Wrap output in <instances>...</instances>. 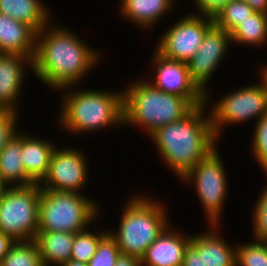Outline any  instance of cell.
<instances>
[{"mask_svg": "<svg viewBox=\"0 0 267 266\" xmlns=\"http://www.w3.org/2000/svg\"><path fill=\"white\" fill-rule=\"evenodd\" d=\"M222 158L214 149L207 157L192 168L182 180H194V184L204 210L206 211L210 226L217 227L223 211V202L227 193V180ZM222 210V211H221Z\"/></svg>", "mask_w": 267, "mask_h": 266, "instance_id": "cell-8", "label": "cell"}, {"mask_svg": "<svg viewBox=\"0 0 267 266\" xmlns=\"http://www.w3.org/2000/svg\"><path fill=\"white\" fill-rule=\"evenodd\" d=\"M182 266H205L203 253H198L190 244L184 252Z\"/></svg>", "mask_w": 267, "mask_h": 266, "instance_id": "cell-33", "label": "cell"}, {"mask_svg": "<svg viewBox=\"0 0 267 266\" xmlns=\"http://www.w3.org/2000/svg\"><path fill=\"white\" fill-rule=\"evenodd\" d=\"M114 266H142L141 259L135 256L120 254Z\"/></svg>", "mask_w": 267, "mask_h": 266, "instance_id": "cell-34", "label": "cell"}, {"mask_svg": "<svg viewBox=\"0 0 267 266\" xmlns=\"http://www.w3.org/2000/svg\"><path fill=\"white\" fill-rule=\"evenodd\" d=\"M212 26V18L188 15L173 27L170 26L157 45L156 52L166 59L187 63L199 50L206 32Z\"/></svg>", "mask_w": 267, "mask_h": 266, "instance_id": "cell-10", "label": "cell"}, {"mask_svg": "<svg viewBox=\"0 0 267 266\" xmlns=\"http://www.w3.org/2000/svg\"><path fill=\"white\" fill-rule=\"evenodd\" d=\"M36 35L32 27L0 13V53L33 57Z\"/></svg>", "mask_w": 267, "mask_h": 266, "instance_id": "cell-16", "label": "cell"}, {"mask_svg": "<svg viewBox=\"0 0 267 266\" xmlns=\"http://www.w3.org/2000/svg\"><path fill=\"white\" fill-rule=\"evenodd\" d=\"M133 197L123 209L118 232L110 235L121 254L141 259L147 248L169 226V221L163 204L143 196Z\"/></svg>", "mask_w": 267, "mask_h": 266, "instance_id": "cell-4", "label": "cell"}, {"mask_svg": "<svg viewBox=\"0 0 267 266\" xmlns=\"http://www.w3.org/2000/svg\"><path fill=\"white\" fill-rule=\"evenodd\" d=\"M106 234L102 232L98 235L86 230L76 233L70 259L88 264L89 260L96 253L99 241Z\"/></svg>", "mask_w": 267, "mask_h": 266, "instance_id": "cell-26", "label": "cell"}, {"mask_svg": "<svg viewBox=\"0 0 267 266\" xmlns=\"http://www.w3.org/2000/svg\"><path fill=\"white\" fill-rule=\"evenodd\" d=\"M256 124L252 149L256 160L267 173V113Z\"/></svg>", "mask_w": 267, "mask_h": 266, "instance_id": "cell-29", "label": "cell"}, {"mask_svg": "<svg viewBox=\"0 0 267 266\" xmlns=\"http://www.w3.org/2000/svg\"><path fill=\"white\" fill-rule=\"evenodd\" d=\"M231 34L214 25L206 32L195 55L187 62L191 80L206 94L205 85L224 58Z\"/></svg>", "mask_w": 267, "mask_h": 266, "instance_id": "cell-12", "label": "cell"}, {"mask_svg": "<svg viewBox=\"0 0 267 266\" xmlns=\"http://www.w3.org/2000/svg\"><path fill=\"white\" fill-rule=\"evenodd\" d=\"M264 242V244L266 245V247H267V239L265 240V241H263Z\"/></svg>", "mask_w": 267, "mask_h": 266, "instance_id": "cell-40", "label": "cell"}, {"mask_svg": "<svg viewBox=\"0 0 267 266\" xmlns=\"http://www.w3.org/2000/svg\"><path fill=\"white\" fill-rule=\"evenodd\" d=\"M255 12L267 14V0H244Z\"/></svg>", "mask_w": 267, "mask_h": 266, "instance_id": "cell-36", "label": "cell"}, {"mask_svg": "<svg viewBox=\"0 0 267 266\" xmlns=\"http://www.w3.org/2000/svg\"><path fill=\"white\" fill-rule=\"evenodd\" d=\"M254 12L244 0H232L216 14L213 25L231 34Z\"/></svg>", "mask_w": 267, "mask_h": 266, "instance_id": "cell-24", "label": "cell"}, {"mask_svg": "<svg viewBox=\"0 0 267 266\" xmlns=\"http://www.w3.org/2000/svg\"><path fill=\"white\" fill-rule=\"evenodd\" d=\"M253 214L255 240L265 241L267 239V186L261 192Z\"/></svg>", "mask_w": 267, "mask_h": 266, "instance_id": "cell-30", "label": "cell"}, {"mask_svg": "<svg viewBox=\"0 0 267 266\" xmlns=\"http://www.w3.org/2000/svg\"><path fill=\"white\" fill-rule=\"evenodd\" d=\"M17 111L1 110L0 111V152L4 146L17 134L16 119Z\"/></svg>", "mask_w": 267, "mask_h": 266, "instance_id": "cell-31", "label": "cell"}, {"mask_svg": "<svg viewBox=\"0 0 267 266\" xmlns=\"http://www.w3.org/2000/svg\"><path fill=\"white\" fill-rule=\"evenodd\" d=\"M14 242L15 241H13L10 237L0 231V264Z\"/></svg>", "mask_w": 267, "mask_h": 266, "instance_id": "cell-35", "label": "cell"}, {"mask_svg": "<svg viewBox=\"0 0 267 266\" xmlns=\"http://www.w3.org/2000/svg\"><path fill=\"white\" fill-rule=\"evenodd\" d=\"M33 57L19 54L0 53V109L16 111L25 63L32 66ZM24 62V63H23ZM25 64V65H23Z\"/></svg>", "mask_w": 267, "mask_h": 266, "instance_id": "cell-15", "label": "cell"}, {"mask_svg": "<svg viewBox=\"0 0 267 266\" xmlns=\"http://www.w3.org/2000/svg\"><path fill=\"white\" fill-rule=\"evenodd\" d=\"M81 193L57 192L41 189L38 231L78 233L93 222L99 208Z\"/></svg>", "mask_w": 267, "mask_h": 266, "instance_id": "cell-6", "label": "cell"}, {"mask_svg": "<svg viewBox=\"0 0 267 266\" xmlns=\"http://www.w3.org/2000/svg\"><path fill=\"white\" fill-rule=\"evenodd\" d=\"M172 0H121V14L144 28L161 19L170 10Z\"/></svg>", "mask_w": 267, "mask_h": 266, "instance_id": "cell-22", "label": "cell"}, {"mask_svg": "<svg viewBox=\"0 0 267 266\" xmlns=\"http://www.w3.org/2000/svg\"><path fill=\"white\" fill-rule=\"evenodd\" d=\"M0 266H43L35 240L14 242Z\"/></svg>", "mask_w": 267, "mask_h": 266, "instance_id": "cell-25", "label": "cell"}, {"mask_svg": "<svg viewBox=\"0 0 267 266\" xmlns=\"http://www.w3.org/2000/svg\"><path fill=\"white\" fill-rule=\"evenodd\" d=\"M170 230L169 225L147 248L141 258L142 266H182L191 236L184 237L181 233Z\"/></svg>", "mask_w": 267, "mask_h": 266, "instance_id": "cell-14", "label": "cell"}, {"mask_svg": "<svg viewBox=\"0 0 267 266\" xmlns=\"http://www.w3.org/2000/svg\"><path fill=\"white\" fill-rule=\"evenodd\" d=\"M62 266H88V264L70 259L69 261L64 263Z\"/></svg>", "mask_w": 267, "mask_h": 266, "instance_id": "cell-37", "label": "cell"}, {"mask_svg": "<svg viewBox=\"0 0 267 266\" xmlns=\"http://www.w3.org/2000/svg\"><path fill=\"white\" fill-rule=\"evenodd\" d=\"M86 157L77 149H54L41 189L79 193L88 176Z\"/></svg>", "mask_w": 267, "mask_h": 266, "instance_id": "cell-11", "label": "cell"}, {"mask_svg": "<svg viewBox=\"0 0 267 266\" xmlns=\"http://www.w3.org/2000/svg\"><path fill=\"white\" fill-rule=\"evenodd\" d=\"M0 13L27 24L37 33L49 21L48 9L40 0H0Z\"/></svg>", "mask_w": 267, "mask_h": 266, "instance_id": "cell-21", "label": "cell"}, {"mask_svg": "<svg viewBox=\"0 0 267 266\" xmlns=\"http://www.w3.org/2000/svg\"><path fill=\"white\" fill-rule=\"evenodd\" d=\"M194 108L183 96L166 93L148 82L135 81L123 92V125L136 124L151 134L183 119Z\"/></svg>", "mask_w": 267, "mask_h": 266, "instance_id": "cell-3", "label": "cell"}, {"mask_svg": "<svg viewBox=\"0 0 267 266\" xmlns=\"http://www.w3.org/2000/svg\"><path fill=\"white\" fill-rule=\"evenodd\" d=\"M202 16L214 18L232 0H194Z\"/></svg>", "mask_w": 267, "mask_h": 266, "instance_id": "cell-32", "label": "cell"}, {"mask_svg": "<svg viewBox=\"0 0 267 266\" xmlns=\"http://www.w3.org/2000/svg\"><path fill=\"white\" fill-rule=\"evenodd\" d=\"M79 90L64 97L62 127L81 133L124 123L122 92Z\"/></svg>", "mask_w": 267, "mask_h": 266, "instance_id": "cell-5", "label": "cell"}, {"mask_svg": "<svg viewBox=\"0 0 267 266\" xmlns=\"http://www.w3.org/2000/svg\"><path fill=\"white\" fill-rule=\"evenodd\" d=\"M46 27L36 35L31 69L45 85L64 90L77 84L98 62L99 55L66 28L45 31Z\"/></svg>", "mask_w": 267, "mask_h": 266, "instance_id": "cell-1", "label": "cell"}, {"mask_svg": "<svg viewBox=\"0 0 267 266\" xmlns=\"http://www.w3.org/2000/svg\"><path fill=\"white\" fill-rule=\"evenodd\" d=\"M236 247V266H267V247L257 241Z\"/></svg>", "mask_w": 267, "mask_h": 266, "instance_id": "cell-27", "label": "cell"}, {"mask_svg": "<svg viewBox=\"0 0 267 266\" xmlns=\"http://www.w3.org/2000/svg\"><path fill=\"white\" fill-rule=\"evenodd\" d=\"M2 180L0 177V199L3 197L5 194L6 190L9 188V186Z\"/></svg>", "mask_w": 267, "mask_h": 266, "instance_id": "cell-38", "label": "cell"}, {"mask_svg": "<svg viewBox=\"0 0 267 266\" xmlns=\"http://www.w3.org/2000/svg\"><path fill=\"white\" fill-rule=\"evenodd\" d=\"M211 110V124L216 138L222 126L244 122L257 116L259 120L267 113V85L260 84L241 87L238 91L227 94Z\"/></svg>", "mask_w": 267, "mask_h": 266, "instance_id": "cell-9", "label": "cell"}, {"mask_svg": "<svg viewBox=\"0 0 267 266\" xmlns=\"http://www.w3.org/2000/svg\"><path fill=\"white\" fill-rule=\"evenodd\" d=\"M121 252L110 232L99 241L95 255L89 260L88 266H114Z\"/></svg>", "mask_w": 267, "mask_h": 266, "instance_id": "cell-28", "label": "cell"}, {"mask_svg": "<svg viewBox=\"0 0 267 266\" xmlns=\"http://www.w3.org/2000/svg\"><path fill=\"white\" fill-rule=\"evenodd\" d=\"M22 135L18 132L0 152V177L8 185L28 186L34 184L28 177L21 159ZM19 182V183H18Z\"/></svg>", "mask_w": 267, "mask_h": 266, "instance_id": "cell-20", "label": "cell"}, {"mask_svg": "<svg viewBox=\"0 0 267 266\" xmlns=\"http://www.w3.org/2000/svg\"><path fill=\"white\" fill-rule=\"evenodd\" d=\"M267 40V14L254 12L232 33L231 41L239 44L262 45Z\"/></svg>", "mask_w": 267, "mask_h": 266, "instance_id": "cell-23", "label": "cell"}, {"mask_svg": "<svg viewBox=\"0 0 267 266\" xmlns=\"http://www.w3.org/2000/svg\"><path fill=\"white\" fill-rule=\"evenodd\" d=\"M155 53L153 62L157 72L153 86L166 93L183 96L195 107L206 104L208 95L191 80L187 63L166 59Z\"/></svg>", "mask_w": 267, "mask_h": 266, "instance_id": "cell-13", "label": "cell"}, {"mask_svg": "<svg viewBox=\"0 0 267 266\" xmlns=\"http://www.w3.org/2000/svg\"><path fill=\"white\" fill-rule=\"evenodd\" d=\"M55 146L50 142L34 137L22 136L21 159L27 172V177L33 182L42 185L46 176Z\"/></svg>", "mask_w": 267, "mask_h": 266, "instance_id": "cell-17", "label": "cell"}, {"mask_svg": "<svg viewBox=\"0 0 267 266\" xmlns=\"http://www.w3.org/2000/svg\"><path fill=\"white\" fill-rule=\"evenodd\" d=\"M204 105L195 107L183 119L164 125L149 135L167 165L182 179L216 149L217 138L211 117L209 114L203 117Z\"/></svg>", "mask_w": 267, "mask_h": 266, "instance_id": "cell-2", "label": "cell"}, {"mask_svg": "<svg viewBox=\"0 0 267 266\" xmlns=\"http://www.w3.org/2000/svg\"><path fill=\"white\" fill-rule=\"evenodd\" d=\"M75 233L37 231L34 238L44 266H62L70 260Z\"/></svg>", "mask_w": 267, "mask_h": 266, "instance_id": "cell-18", "label": "cell"}, {"mask_svg": "<svg viewBox=\"0 0 267 266\" xmlns=\"http://www.w3.org/2000/svg\"><path fill=\"white\" fill-rule=\"evenodd\" d=\"M41 187H9L0 199V231L13 241H27L36 237Z\"/></svg>", "mask_w": 267, "mask_h": 266, "instance_id": "cell-7", "label": "cell"}, {"mask_svg": "<svg viewBox=\"0 0 267 266\" xmlns=\"http://www.w3.org/2000/svg\"><path fill=\"white\" fill-rule=\"evenodd\" d=\"M189 244L198 253H203L205 266H236V249L213 231L191 236Z\"/></svg>", "mask_w": 267, "mask_h": 266, "instance_id": "cell-19", "label": "cell"}, {"mask_svg": "<svg viewBox=\"0 0 267 266\" xmlns=\"http://www.w3.org/2000/svg\"><path fill=\"white\" fill-rule=\"evenodd\" d=\"M264 69L261 71V77L262 80L265 82V84L267 85V65L265 67H263Z\"/></svg>", "mask_w": 267, "mask_h": 266, "instance_id": "cell-39", "label": "cell"}]
</instances>
